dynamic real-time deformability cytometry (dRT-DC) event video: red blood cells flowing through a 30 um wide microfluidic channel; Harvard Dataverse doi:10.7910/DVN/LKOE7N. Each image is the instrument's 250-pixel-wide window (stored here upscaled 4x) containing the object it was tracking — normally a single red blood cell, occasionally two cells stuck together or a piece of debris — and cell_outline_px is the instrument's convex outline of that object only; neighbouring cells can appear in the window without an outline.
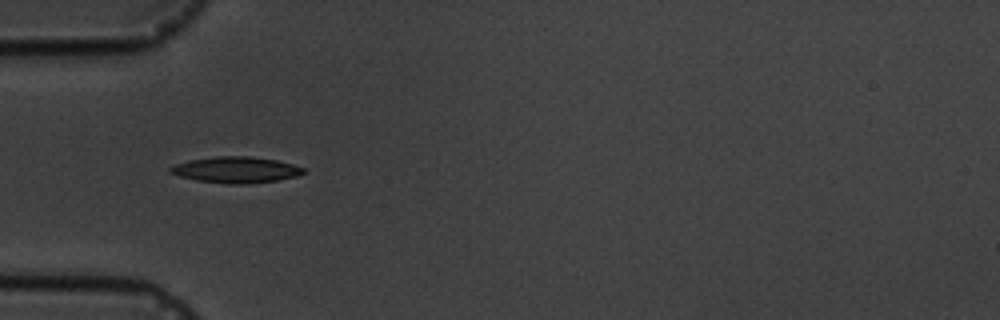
{"species": "common noctule bat (a hibernating species)", "species_latin": "Nyctalus noctula", "temperature_condition": "cold", "stored_images_in_passage": 7, "camera_frame_rate_fps": 3000, "um_per_image_px": 0.085, "animal": {"sex": "male", "body_mass_g": 19.5, "forearm_length_mm": 54.6}, "frame": {"image": 1, "passage_image": 6, "time_ms": 6.0, "image_size_px": [1000, 320], "cell_outline_px": [[308, 172], [296, 176], [276, 180], [248, 184], [228, 184], [196, 180], [180, 176], [168, 172], [168, 168], [176, 164], [188, 160], [216, 156], [248, 156], [276, 160], [292, 164], [304, 168]], "centroid_in_image_um": [20.04, 14.43], "position_along_channel_um": 65.0, "area_um2": 20.29}}
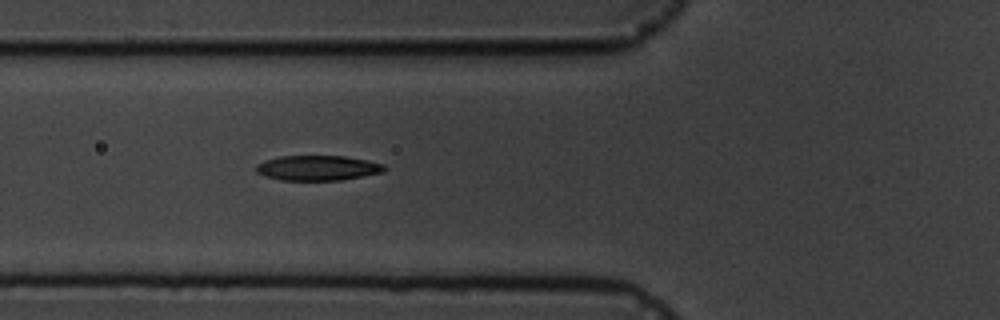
{"frame": {"image": 2, "passage_image": 7, "time_ms": 7.0, "image_size_px": [1000, 320], "cell_outline_px": [[388, 168], [384, 172], [340, 180], [280, 180], [264, 176], [256, 172], [256, 164], [264, 160], [280, 156], [344, 156], [368, 160], [384, 164]], "centroid_in_image_um": [27.01, 14.27], "position_along_channel_um": 98.8, "area_um2": 18.84}}